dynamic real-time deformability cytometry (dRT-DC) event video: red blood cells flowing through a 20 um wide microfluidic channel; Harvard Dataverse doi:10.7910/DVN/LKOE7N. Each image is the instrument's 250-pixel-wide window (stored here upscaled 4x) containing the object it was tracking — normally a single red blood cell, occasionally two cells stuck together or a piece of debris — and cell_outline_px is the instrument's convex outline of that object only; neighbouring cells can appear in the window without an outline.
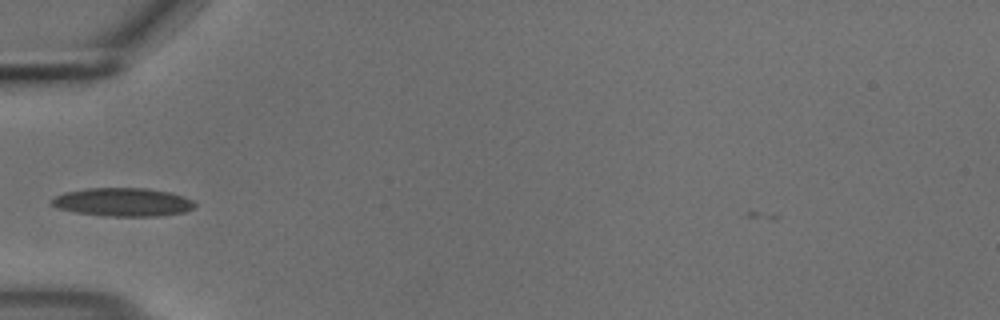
{"species": "common noctule bat (a hibernating species)", "species_latin": "Nyctalus noctula", "temperature_condition": "cold", "stored_images_in_passage": 38, "camera_frame_rate_fps": 3000, "um_per_image_px": 0.085, "animal": {"sex": "male", "body_mass_g": 18.8}, "frame": {"image": 1, "passage_image": 2, "time_ms": 0.333, "image_size_px": [1000, 320], "cell_outline_px": [[196, 204], [192, 208], [184, 212], [160, 216], [104, 216], [76, 212], [60, 208], [52, 204], [52, 200], [56, 196], [64, 192], [88, 188], [144, 188], [172, 192], [184, 196], [192, 200]], "centroid_in_image_um": [10.49, 17.17], "position_along_channel_um": 74.5, "area_um2": 23.58}}
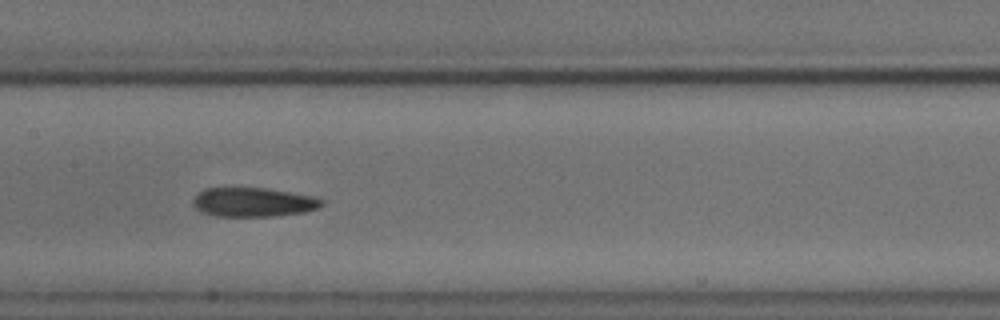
{"frame": {"image": 2, "passage_image": 11, "time_ms": 3.333, "image_size_px": [1000, 320], "cell_outline_px": [[324, 204], [316, 208], [304, 212], [276, 216], [216, 216], [200, 212], [192, 204], [192, 200], [204, 188], [264, 188], [320, 196], [324, 200]], "centroid_in_image_um": [21.57, 17.18], "position_along_channel_um": 185.8, "area_um2": 22.08}}
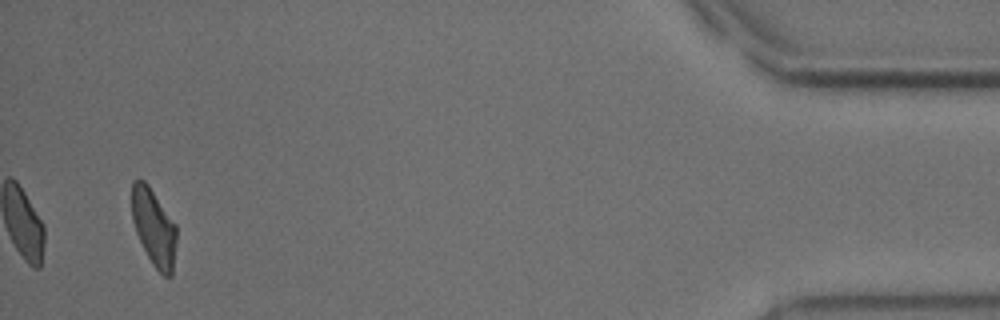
{"frame": {"image": 3, "passage_image": 36, "time_ms": 11.667, "image_size_px": [1000, 320], "cell_outline_px": [[176, 240], [172, 276], [164, 276], [152, 264], [136, 232], [132, 220], [132, 180], [144, 180], [148, 184], [176, 224]], "centroid_in_image_um": [13.08, 19.31], "position_along_channel_um": 422.1, "area_um2": 19.88}, "authors_computed_cell_mechanics": {"area_um2": 21.9929, "velocity_mm_per_s": 3.693, "shape_relaxation_time_tau1_ms": 11.0011, "shape_relaxation_time_tau2_ms": 5.6479, "deformation_change_tau1": 0.2071, "deformation_change_tau2": 0.1333}}